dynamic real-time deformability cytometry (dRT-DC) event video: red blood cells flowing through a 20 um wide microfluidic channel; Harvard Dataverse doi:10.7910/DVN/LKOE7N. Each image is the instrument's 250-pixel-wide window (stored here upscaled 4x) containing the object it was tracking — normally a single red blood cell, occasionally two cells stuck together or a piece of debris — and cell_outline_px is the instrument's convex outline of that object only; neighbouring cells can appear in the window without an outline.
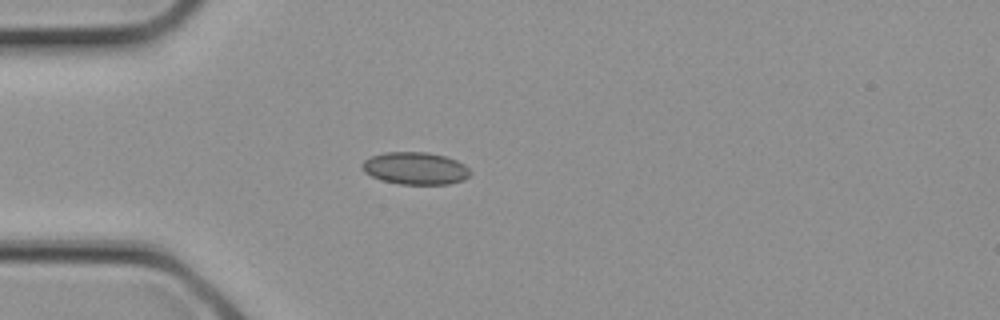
{"species": "common noctule bat (a hibernating species)", "species_latin": "Nyctalus noctula", "temperature_condition": "cold", "stored_images_in_passage": 2, "camera_frame_rate_fps": 3000, "um_per_image_px": 0.085, "animal": {"sex": "female", "body_mass_g": 21.9}, "frame": {"image": 1, "passage_image": 2, "time_ms": 0.333, "image_size_px": [1000, 320], "cell_outline_px": [[472, 172], [464, 180], [448, 184], [400, 184], [384, 180], [372, 176], [364, 172], [360, 168], [360, 164], [364, 160], [372, 156], [384, 152], [428, 152], [444, 156], [456, 160], [464, 164]], "centroid_in_image_um": [35.29, 14.3], "position_along_channel_um": 49.7, "area_um2": 20.4}}